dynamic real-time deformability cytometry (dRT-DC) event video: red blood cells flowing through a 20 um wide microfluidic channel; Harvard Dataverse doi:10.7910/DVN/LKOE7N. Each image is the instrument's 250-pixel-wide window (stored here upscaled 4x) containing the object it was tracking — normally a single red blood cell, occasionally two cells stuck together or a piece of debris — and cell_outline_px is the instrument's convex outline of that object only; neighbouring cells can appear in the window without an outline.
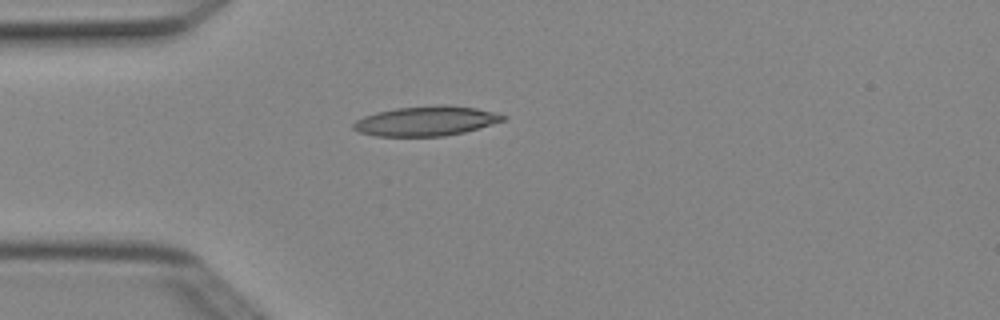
{"species": "Egyptian fruit bat (a non-hibernating species)", "species_latin": "Rousettus aegyptiacus", "temperature_condition": "cold", "stored_images_in_passage": 2, "camera_frame_rate_fps": 3000, "um_per_image_px": 0.085, "animal": {"sex": "female"}, "frame": {"image": 1, "passage_image": 2, "time_ms": 0.333, "image_size_px": [1000, 320], "cell_outline_px": [[508, 116], [504, 120], [464, 132], [444, 136], [376, 136], [360, 132], [352, 128], [352, 124], [356, 120], [364, 116], [376, 112], [396, 108], [444, 104], [476, 108]], "centroid_in_image_um": [36.19, 10.28], "position_along_channel_um": 48.8, "area_um2": 25.72}}